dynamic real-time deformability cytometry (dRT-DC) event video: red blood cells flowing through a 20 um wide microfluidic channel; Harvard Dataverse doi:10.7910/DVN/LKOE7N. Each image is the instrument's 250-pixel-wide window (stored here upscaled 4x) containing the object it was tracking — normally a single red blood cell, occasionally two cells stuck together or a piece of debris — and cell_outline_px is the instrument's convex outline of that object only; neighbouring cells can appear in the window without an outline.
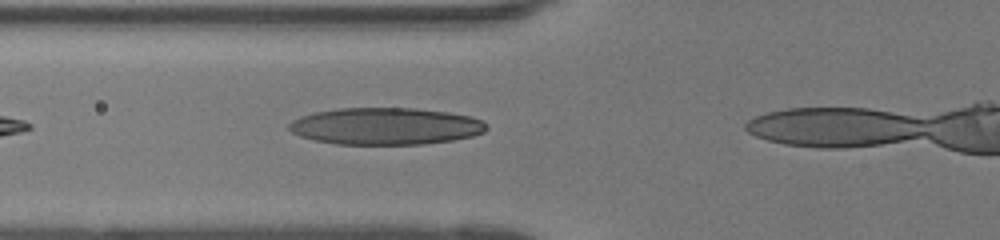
{"species": "human", "species_latin": "Homo sapiens", "temperature_condition": "room temperature", "stored_images_in_passage": 15, "camera_frame_rate_fps": 3000, "um_per_image_px": 0.085, "donor": {"sex": "female"}, "frame": {"image": 1, "passage_image": 5, "time_ms": 1.333, "image_size_px": [1000, 240], "cell_outline_px": [[488, 128], [484, 132], [472, 136], [452, 140], [424, 144], [336, 144], [312, 140], [300, 136], [292, 132], [288, 128], [288, 124], [292, 120], [300, 116], [312, 112], [340, 108], [416, 108], [448, 112], [468, 116], [480, 120], [488, 124]], "centroid_in_image_um": [32.74, 10.72], "position_along_channel_um": 93.1, "area_um2": 42.71}}
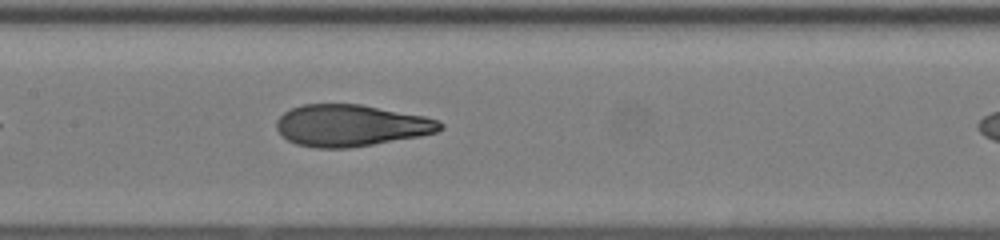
{"frame": {"image": 2, "passage_image": 11, "time_ms": 3.333, "image_size_px": [1000, 240], "cell_outline_px": [[444, 128], [436, 132], [420, 136], [348, 148], [316, 148], [296, 144], [288, 140], [276, 128], [276, 120], [284, 112], [292, 108], [304, 104], [360, 104], [424, 116], [436, 120], [444, 124]], "centroid_in_image_um": [29.81, 10.66], "position_along_channel_um": 177.6, "area_um2": 39.54}}
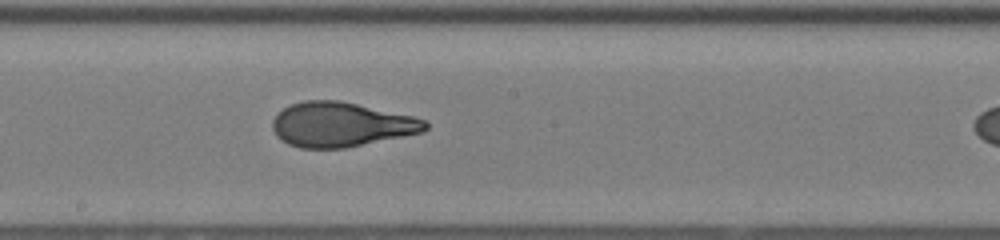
{"frame": {"image": 3, "passage_image": 14, "time_ms": 4.333, "image_size_px": [1000, 240], "cell_outline_px": [[428, 128], [424, 132], [344, 148], [300, 148], [288, 144], [280, 140], [276, 136], [272, 128], [272, 120], [284, 108], [292, 104], [304, 100], [340, 100], [412, 116], [428, 120]], "centroid_in_image_um": [28.99, 10.59], "position_along_channel_um": 219.2, "area_um2": 39.71}}